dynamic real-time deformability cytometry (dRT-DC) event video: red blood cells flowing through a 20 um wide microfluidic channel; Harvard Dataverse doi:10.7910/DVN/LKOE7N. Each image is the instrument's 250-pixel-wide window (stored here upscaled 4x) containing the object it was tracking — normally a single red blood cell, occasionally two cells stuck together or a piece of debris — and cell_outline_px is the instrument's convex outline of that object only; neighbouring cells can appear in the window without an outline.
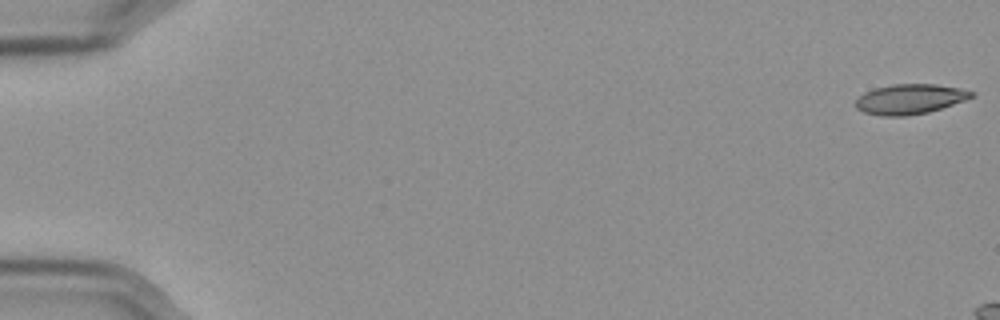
{"species": "Egyptian fruit bat (a non-hibernating species)", "species_latin": "Rousettus aegyptiacus", "temperature_condition": "cold", "stored_images_in_passage": 14, "camera_frame_rate_fps": 3000, "um_per_image_px": 0.085, "frame": {"image": 1, "passage_image": 1, "time_ms": 0.0, "image_size_px": [1000, 320], "cell_outline_px": [[976, 92], [972, 96], [964, 100], [928, 112], [908, 116], [880, 116], [864, 112], [856, 108], [852, 104], [864, 92], [876, 88], [892, 84], [936, 84], [960, 88]], "centroid_in_image_um": [77.29, 8.42], "position_along_channel_um": 7.7, "area_um2": 20.23}}